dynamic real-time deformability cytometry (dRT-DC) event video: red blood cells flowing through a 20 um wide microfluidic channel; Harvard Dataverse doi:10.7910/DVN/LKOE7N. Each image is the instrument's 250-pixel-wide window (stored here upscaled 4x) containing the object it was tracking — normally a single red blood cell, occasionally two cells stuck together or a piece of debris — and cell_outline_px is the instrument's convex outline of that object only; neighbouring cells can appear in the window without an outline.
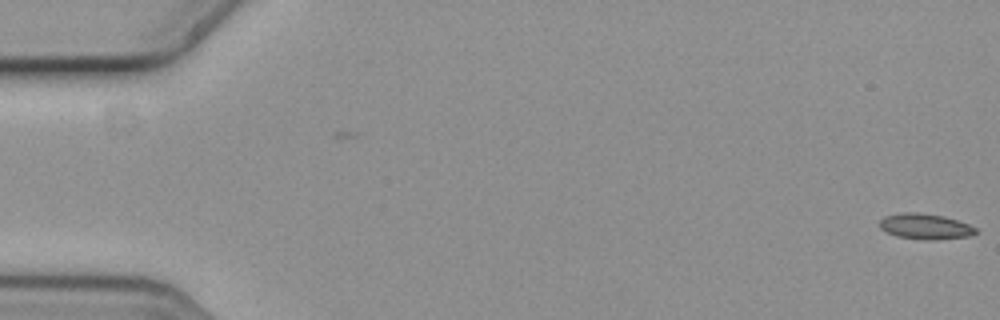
{"species": "common noctule bat (a hibernating species)", "species_latin": "Nyctalus noctula", "temperature_condition": "cold", "stored_images_in_passage": 5, "camera_frame_rate_fps": 3000, "um_per_image_px": 0.085, "animal": {"sex": "female", "body_mass_g": 19.3, "forearm_length_mm": 54.1}, "frame": {"image": 1, "passage_image": 5, "time_ms": 1.333, "image_size_px": [1000, 320], "cell_outline_px": [[976, 232], [968, 236], [932, 240], [928, 240], [896, 236], [884, 232], [880, 228], [880, 220], [884, 216], [904, 212], [916, 212], [944, 216], [968, 224], [976, 228]], "centroid_in_image_um": [78.59, 19.24], "position_along_channel_um": 6.4, "area_um2": 14.22}}